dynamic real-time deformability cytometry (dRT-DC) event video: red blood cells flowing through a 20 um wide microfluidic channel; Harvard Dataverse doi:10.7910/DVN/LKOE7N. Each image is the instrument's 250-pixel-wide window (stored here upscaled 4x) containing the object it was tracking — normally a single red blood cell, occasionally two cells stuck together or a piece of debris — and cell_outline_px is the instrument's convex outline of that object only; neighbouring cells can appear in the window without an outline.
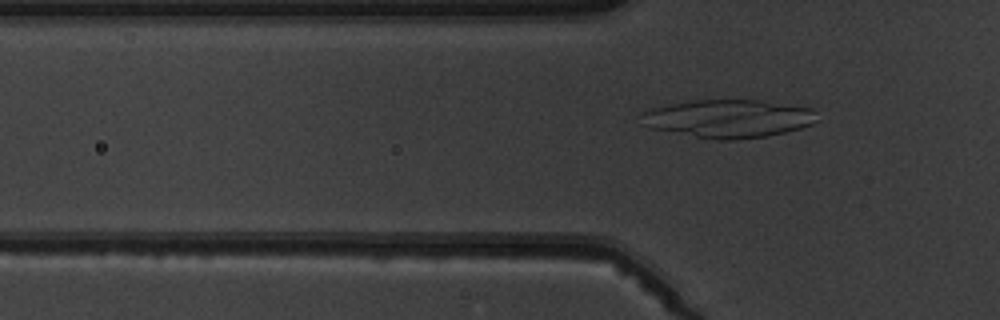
{"species": "common noctule bat (a hibernating species)", "species_latin": "Nyctalus noctula", "temperature_condition": "warm", "stored_images_in_passage": 2, "camera_frame_rate_fps": 3000, "um_per_image_px": 0.085, "animal": {"sex": "male", "body_mass_g": 19.5, "forearm_length_mm": 54.6}, "frame": {"image": 1, "passage_image": 2, "time_ms": 2.0, "image_size_px": [1000, 320], "cell_outline_px": [[816, 120], [812, 124], [800, 128], [768, 136], [732, 140], [716, 140], [648, 128], [644, 124], [640, 112], [652, 108], [672, 104], [696, 100], [760, 100], [812, 108]], "centroid_in_image_um": [61.89, 10.08], "position_along_channel_um": 63.9, "area_um2": 38.78}}